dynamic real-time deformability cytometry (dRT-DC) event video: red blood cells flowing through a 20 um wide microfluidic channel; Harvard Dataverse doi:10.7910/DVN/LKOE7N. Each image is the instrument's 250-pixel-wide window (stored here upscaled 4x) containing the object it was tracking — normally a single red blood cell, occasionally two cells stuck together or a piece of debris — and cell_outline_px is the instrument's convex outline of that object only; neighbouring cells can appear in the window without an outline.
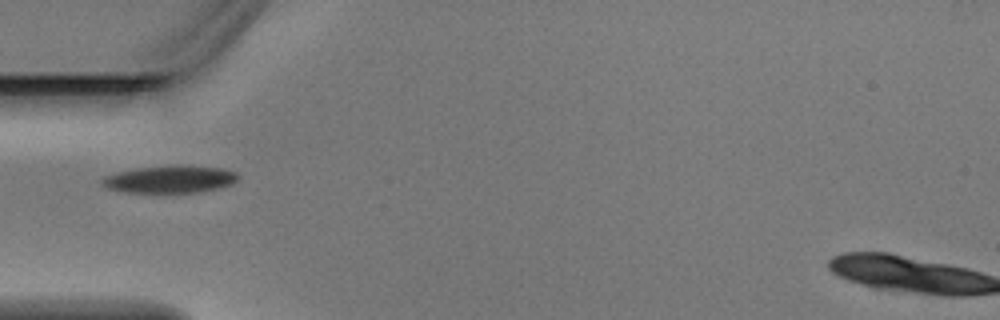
{"species": "Egyptian fruit bat (a non-hibernating species)", "species_latin": "Rousettus aegyptiacus", "temperature_condition": "warm", "stored_images_in_passage": 4, "camera_frame_rate_fps": 3000, "um_per_image_px": 0.085, "animal": {"sex": "male"}, "frame": {"image": 1, "passage_image": 4, "time_ms": 1.0, "image_size_px": [1000, 320], "cell_outline_px": [[236, 180], [232, 184], [220, 188], [200, 192], [124, 192], [108, 188], [100, 184], [100, 180], [104, 176], [116, 172], [136, 168], [176, 164], [184, 164], [224, 168], [236, 172]], "centroid_in_image_um": [14.44, 15.21], "position_along_channel_um": 70.6, "area_um2": 22.02}}